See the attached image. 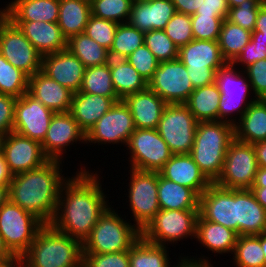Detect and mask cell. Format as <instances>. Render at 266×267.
I'll list each match as a JSON object with an SVG mask.
<instances>
[{"label":"cell","instance_id":"89a4df30","mask_svg":"<svg viewBox=\"0 0 266 267\" xmlns=\"http://www.w3.org/2000/svg\"><path fill=\"white\" fill-rule=\"evenodd\" d=\"M229 8L237 7L238 5L242 4L245 0H227Z\"/></svg>","mask_w":266,"mask_h":267},{"label":"cell","instance_id":"74e56055","mask_svg":"<svg viewBox=\"0 0 266 267\" xmlns=\"http://www.w3.org/2000/svg\"><path fill=\"white\" fill-rule=\"evenodd\" d=\"M251 37V31L224 19L218 39L223 58L232 63L250 42Z\"/></svg>","mask_w":266,"mask_h":267},{"label":"cell","instance_id":"7dc6e473","mask_svg":"<svg viewBox=\"0 0 266 267\" xmlns=\"http://www.w3.org/2000/svg\"><path fill=\"white\" fill-rule=\"evenodd\" d=\"M164 32L178 48L188 44L194 39L191 16L176 12L168 21Z\"/></svg>","mask_w":266,"mask_h":267},{"label":"cell","instance_id":"6125c7cd","mask_svg":"<svg viewBox=\"0 0 266 267\" xmlns=\"http://www.w3.org/2000/svg\"><path fill=\"white\" fill-rule=\"evenodd\" d=\"M252 187H266V168H258Z\"/></svg>","mask_w":266,"mask_h":267},{"label":"cell","instance_id":"4dcf8cb0","mask_svg":"<svg viewBox=\"0 0 266 267\" xmlns=\"http://www.w3.org/2000/svg\"><path fill=\"white\" fill-rule=\"evenodd\" d=\"M158 201L162 210H199L200 196L158 172Z\"/></svg>","mask_w":266,"mask_h":267},{"label":"cell","instance_id":"277c9868","mask_svg":"<svg viewBox=\"0 0 266 267\" xmlns=\"http://www.w3.org/2000/svg\"><path fill=\"white\" fill-rule=\"evenodd\" d=\"M235 140V126L222 121L197 122L190 156L206 178L214 183L221 174L229 145Z\"/></svg>","mask_w":266,"mask_h":267},{"label":"cell","instance_id":"4fadbf2b","mask_svg":"<svg viewBox=\"0 0 266 267\" xmlns=\"http://www.w3.org/2000/svg\"><path fill=\"white\" fill-rule=\"evenodd\" d=\"M197 120L184 104H168L157 126L172 154H189L194 143Z\"/></svg>","mask_w":266,"mask_h":267},{"label":"cell","instance_id":"8fae6325","mask_svg":"<svg viewBox=\"0 0 266 267\" xmlns=\"http://www.w3.org/2000/svg\"><path fill=\"white\" fill-rule=\"evenodd\" d=\"M126 150L130 168L159 172L173 155L157 129H135ZM129 150V151H128Z\"/></svg>","mask_w":266,"mask_h":267},{"label":"cell","instance_id":"1f68e13d","mask_svg":"<svg viewBox=\"0 0 266 267\" xmlns=\"http://www.w3.org/2000/svg\"><path fill=\"white\" fill-rule=\"evenodd\" d=\"M237 141L255 144L266 140V100L257 99L235 125Z\"/></svg>","mask_w":266,"mask_h":267},{"label":"cell","instance_id":"94428289","mask_svg":"<svg viewBox=\"0 0 266 267\" xmlns=\"http://www.w3.org/2000/svg\"><path fill=\"white\" fill-rule=\"evenodd\" d=\"M11 179L12 175L8 170L4 156L0 151V186H9Z\"/></svg>","mask_w":266,"mask_h":267},{"label":"cell","instance_id":"d590c367","mask_svg":"<svg viewBox=\"0 0 266 267\" xmlns=\"http://www.w3.org/2000/svg\"><path fill=\"white\" fill-rule=\"evenodd\" d=\"M67 49L85 66L94 67L109 63V50L89 38L85 33L74 35L67 40Z\"/></svg>","mask_w":266,"mask_h":267},{"label":"cell","instance_id":"ab89813d","mask_svg":"<svg viewBox=\"0 0 266 267\" xmlns=\"http://www.w3.org/2000/svg\"><path fill=\"white\" fill-rule=\"evenodd\" d=\"M232 256L236 267H266L260 234L238 236Z\"/></svg>","mask_w":266,"mask_h":267},{"label":"cell","instance_id":"e575fe53","mask_svg":"<svg viewBox=\"0 0 266 267\" xmlns=\"http://www.w3.org/2000/svg\"><path fill=\"white\" fill-rule=\"evenodd\" d=\"M221 92L215 83L195 88L184 105L197 122L218 121V107Z\"/></svg>","mask_w":266,"mask_h":267},{"label":"cell","instance_id":"ac0fdd59","mask_svg":"<svg viewBox=\"0 0 266 267\" xmlns=\"http://www.w3.org/2000/svg\"><path fill=\"white\" fill-rule=\"evenodd\" d=\"M54 114L27 92L16 100L13 132L42 143Z\"/></svg>","mask_w":266,"mask_h":267},{"label":"cell","instance_id":"ffe728a7","mask_svg":"<svg viewBox=\"0 0 266 267\" xmlns=\"http://www.w3.org/2000/svg\"><path fill=\"white\" fill-rule=\"evenodd\" d=\"M86 143V134L79 128L70 112L55 113L43 140L42 149L50 160L64 163V154L70 145Z\"/></svg>","mask_w":266,"mask_h":267},{"label":"cell","instance_id":"484cf974","mask_svg":"<svg viewBox=\"0 0 266 267\" xmlns=\"http://www.w3.org/2000/svg\"><path fill=\"white\" fill-rule=\"evenodd\" d=\"M159 173L168 180L193 189L199 196L211 184L190 154H173Z\"/></svg>","mask_w":266,"mask_h":267},{"label":"cell","instance_id":"91938a15","mask_svg":"<svg viewBox=\"0 0 266 267\" xmlns=\"http://www.w3.org/2000/svg\"><path fill=\"white\" fill-rule=\"evenodd\" d=\"M258 167L266 168V140L253 144Z\"/></svg>","mask_w":266,"mask_h":267},{"label":"cell","instance_id":"7bdbcfd3","mask_svg":"<svg viewBox=\"0 0 266 267\" xmlns=\"http://www.w3.org/2000/svg\"><path fill=\"white\" fill-rule=\"evenodd\" d=\"M134 0H91V15L118 24L128 23Z\"/></svg>","mask_w":266,"mask_h":267},{"label":"cell","instance_id":"7a4b0ae2","mask_svg":"<svg viewBox=\"0 0 266 267\" xmlns=\"http://www.w3.org/2000/svg\"><path fill=\"white\" fill-rule=\"evenodd\" d=\"M63 161L49 160L39 168L12 176L9 199L50 224L58 204L62 185L69 179L63 173Z\"/></svg>","mask_w":266,"mask_h":267},{"label":"cell","instance_id":"603a6c76","mask_svg":"<svg viewBox=\"0 0 266 267\" xmlns=\"http://www.w3.org/2000/svg\"><path fill=\"white\" fill-rule=\"evenodd\" d=\"M28 93L55 113L70 112L74 93L41 70L29 77Z\"/></svg>","mask_w":266,"mask_h":267},{"label":"cell","instance_id":"9a60e30c","mask_svg":"<svg viewBox=\"0 0 266 267\" xmlns=\"http://www.w3.org/2000/svg\"><path fill=\"white\" fill-rule=\"evenodd\" d=\"M135 124L128 106L123 100L115 102L96 124L87 132V146L118 144L126 147V144L135 130ZM92 143V144H91Z\"/></svg>","mask_w":266,"mask_h":267},{"label":"cell","instance_id":"bcb514c9","mask_svg":"<svg viewBox=\"0 0 266 267\" xmlns=\"http://www.w3.org/2000/svg\"><path fill=\"white\" fill-rule=\"evenodd\" d=\"M118 23L90 16L84 33L101 46L110 50Z\"/></svg>","mask_w":266,"mask_h":267},{"label":"cell","instance_id":"83f0119b","mask_svg":"<svg viewBox=\"0 0 266 267\" xmlns=\"http://www.w3.org/2000/svg\"><path fill=\"white\" fill-rule=\"evenodd\" d=\"M237 233L239 236L266 233V210L251 189H237Z\"/></svg>","mask_w":266,"mask_h":267},{"label":"cell","instance_id":"60d3db41","mask_svg":"<svg viewBox=\"0 0 266 267\" xmlns=\"http://www.w3.org/2000/svg\"><path fill=\"white\" fill-rule=\"evenodd\" d=\"M145 33L129 23L118 24L112 46L109 50L110 59H125L138 47L144 44Z\"/></svg>","mask_w":266,"mask_h":267},{"label":"cell","instance_id":"6da1fadb","mask_svg":"<svg viewBox=\"0 0 266 267\" xmlns=\"http://www.w3.org/2000/svg\"><path fill=\"white\" fill-rule=\"evenodd\" d=\"M86 168V165L77 168L76 175L72 174L62 185L57 209L50 223L55 230L70 235L82 244L98 219L111 206L105 189H102L103 176Z\"/></svg>","mask_w":266,"mask_h":267},{"label":"cell","instance_id":"11a10c76","mask_svg":"<svg viewBox=\"0 0 266 267\" xmlns=\"http://www.w3.org/2000/svg\"><path fill=\"white\" fill-rule=\"evenodd\" d=\"M195 14L206 16H217L227 18L229 14V5L227 0H202L201 5Z\"/></svg>","mask_w":266,"mask_h":267},{"label":"cell","instance_id":"836d02e7","mask_svg":"<svg viewBox=\"0 0 266 267\" xmlns=\"http://www.w3.org/2000/svg\"><path fill=\"white\" fill-rule=\"evenodd\" d=\"M109 64L112 83L120 100L148 87L147 81L126 59H110Z\"/></svg>","mask_w":266,"mask_h":267},{"label":"cell","instance_id":"816d5d0a","mask_svg":"<svg viewBox=\"0 0 266 267\" xmlns=\"http://www.w3.org/2000/svg\"><path fill=\"white\" fill-rule=\"evenodd\" d=\"M257 99L266 98V59L256 61L243 69Z\"/></svg>","mask_w":266,"mask_h":267},{"label":"cell","instance_id":"003e7915","mask_svg":"<svg viewBox=\"0 0 266 267\" xmlns=\"http://www.w3.org/2000/svg\"><path fill=\"white\" fill-rule=\"evenodd\" d=\"M9 199V186H0V208Z\"/></svg>","mask_w":266,"mask_h":267},{"label":"cell","instance_id":"f35d334b","mask_svg":"<svg viewBox=\"0 0 266 267\" xmlns=\"http://www.w3.org/2000/svg\"><path fill=\"white\" fill-rule=\"evenodd\" d=\"M80 92L110 97L115 102L120 101L112 83L110 64L85 68Z\"/></svg>","mask_w":266,"mask_h":267},{"label":"cell","instance_id":"d6986e66","mask_svg":"<svg viewBox=\"0 0 266 267\" xmlns=\"http://www.w3.org/2000/svg\"><path fill=\"white\" fill-rule=\"evenodd\" d=\"M199 214L237 232V189L211 183L200 195Z\"/></svg>","mask_w":266,"mask_h":267},{"label":"cell","instance_id":"b9f144b4","mask_svg":"<svg viewBox=\"0 0 266 267\" xmlns=\"http://www.w3.org/2000/svg\"><path fill=\"white\" fill-rule=\"evenodd\" d=\"M29 76L14 67L0 53V94L15 98L28 92Z\"/></svg>","mask_w":266,"mask_h":267},{"label":"cell","instance_id":"f546056e","mask_svg":"<svg viewBox=\"0 0 266 267\" xmlns=\"http://www.w3.org/2000/svg\"><path fill=\"white\" fill-rule=\"evenodd\" d=\"M238 233L221 224L205 220L200 214L196 223V243L219 255L232 254L238 239Z\"/></svg>","mask_w":266,"mask_h":267},{"label":"cell","instance_id":"f1b7e54d","mask_svg":"<svg viewBox=\"0 0 266 267\" xmlns=\"http://www.w3.org/2000/svg\"><path fill=\"white\" fill-rule=\"evenodd\" d=\"M114 104L115 101L110 97L79 91L73 95L70 113L79 128L87 134Z\"/></svg>","mask_w":266,"mask_h":267},{"label":"cell","instance_id":"5b68a950","mask_svg":"<svg viewBox=\"0 0 266 267\" xmlns=\"http://www.w3.org/2000/svg\"><path fill=\"white\" fill-rule=\"evenodd\" d=\"M122 217L114 206H110L82 244L83 253L104 254L130 250L141 238V231L131 220L127 222Z\"/></svg>","mask_w":266,"mask_h":267},{"label":"cell","instance_id":"9c48e42d","mask_svg":"<svg viewBox=\"0 0 266 267\" xmlns=\"http://www.w3.org/2000/svg\"><path fill=\"white\" fill-rule=\"evenodd\" d=\"M199 210H162L141 231V237L152 244L169 246L178 241L195 239Z\"/></svg>","mask_w":266,"mask_h":267},{"label":"cell","instance_id":"f6af8a7d","mask_svg":"<svg viewBox=\"0 0 266 267\" xmlns=\"http://www.w3.org/2000/svg\"><path fill=\"white\" fill-rule=\"evenodd\" d=\"M264 3L262 0H245L237 7L229 8V14L226 19L232 24L253 32L258 11Z\"/></svg>","mask_w":266,"mask_h":267},{"label":"cell","instance_id":"c3c4849f","mask_svg":"<svg viewBox=\"0 0 266 267\" xmlns=\"http://www.w3.org/2000/svg\"><path fill=\"white\" fill-rule=\"evenodd\" d=\"M225 18L206 16L201 14L191 15L193 38L198 40L218 41L221 26Z\"/></svg>","mask_w":266,"mask_h":267},{"label":"cell","instance_id":"ee69618b","mask_svg":"<svg viewBox=\"0 0 266 267\" xmlns=\"http://www.w3.org/2000/svg\"><path fill=\"white\" fill-rule=\"evenodd\" d=\"M144 44L159 62L178 59L179 48L164 30H152L144 35Z\"/></svg>","mask_w":266,"mask_h":267},{"label":"cell","instance_id":"d4e9b609","mask_svg":"<svg viewBox=\"0 0 266 267\" xmlns=\"http://www.w3.org/2000/svg\"><path fill=\"white\" fill-rule=\"evenodd\" d=\"M128 106L136 129H157L165 107L168 105L149 87L123 99Z\"/></svg>","mask_w":266,"mask_h":267},{"label":"cell","instance_id":"7402d4cb","mask_svg":"<svg viewBox=\"0 0 266 267\" xmlns=\"http://www.w3.org/2000/svg\"><path fill=\"white\" fill-rule=\"evenodd\" d=\"M175 13L172 0H134L128 23L143 33L164 30Z\"/></svg>","mask_w":266,"mask_h":267},{"label":"cell","instance_id":"3957f363","mask_svg":"<svg viewBox=\"0 0 266 267\" xmlns=\"http://www.w3.org/2000/svg\"><path fill=\"white\" fill-rule=\"evenodd\" d=\"M21 257L26 267H82L83 245L45 224Z\"/></svg>","mask_w":266,"mask_h":267},{"label":"cell","instance_id":"52a82bcc","mask_svg":"<svg viewBox=\"0 0 266 267\" xmlns=\"http://www.w3.org/2000/svg\"><path fill=\"white\" fill-rule=\"evenodd\" d=\"M45 224L32 213L8 199L0 208V235L5 246L15 256L21 257Z\"/></svg>","mask_w":266,"mask_h":267},{"label":"cell","instance_id":"5bb4252c","mask_svg":"<svg viewBox=\"0 0 266 267\" xmlns=\"http://www.w3.org/2000/svg\"><path fill=\"white\" fill-rule=\"evenodd\" d=\"M0 53L29 77L41 70L42 55L23 32L0 12Z\"/></svg>","mask_w":266,"mask_h":267},{"label":"cell","instance_id":"e0dca14e","mask_svg":"<svg viewBox=\"0 0 266 267\" xmlns=\"http://www.w3.org/2000/svg\"><path fill=\"white\" fill-rule=\"evenodd\" d=\"M0 151L12 176L39 168L50 160L41 143L15 132L0 138Z\"/></svg>","mask_w":266,"mask_h":267},{"label":"cell","instance_id":"be15d7a7","mask_svg":"<svg viewBox=\"0 0 266 267\" xmlns=\"http://www.w3.org/2000/svg\"><path fill=\"white\" fill-rule=\"evenodd\" d=\"M251 191L255 195L257 201L266 210V187H252Z\"/></svg>","mask_w":266,"mask_h":267},{"label":"cell","instance_id":"7c38bea8","mask_svg":"<svg viewBox=\"0 0 266 267\" xmlns=\"http://www.w3.org/2000/svg\"><path fill=\"white\" fill-rule=\"evenodd\" d=\"M258 168L253 145L235 139L227 149L221 174L214 183L228 189H251Z\"/></svg>","mask_w":266,"mask_h":267},{"label":"cell","instance_id":"9f6ffc18","mask_svg":"<svg viewBox=\"0 0 266 267\" xmlns=\"http://www.w3.org/2000/svg\"><path fill=\"white\" fill-rule=\"evenodd\" d=\"M252 41H258L266 47V2L260 7L254 31L252 32Z\"/></svg>","mask_w":266,"mask_h":267},{"label":"cell","instance_id":"db71d44e","mask_svg":"<svg viewBox=\"0 0 266 267\" xmlns=\"http://www.w3.org/2000/svg\"><path fill=\"white\" fill-rule=\"evenodd\" d=\"M261 59H266V47L258 43V41L250 40L232 63L243 70L250 64Z\"/></svg>","mask_w":266,"mask_h":267},{"label":"cell","instance_id":"44dd1931","mask_svg":"<svg viewBox=\"0 0 266 267\" xmlns=\"http://www.w3.org/2000/svg\"><path fill=\"white\" fill-rule=\"evenodd\" d=\"M41 71L73 93L80 91L85 66L67 48L42 56Z\"/></svg>","mask_w":266,"mask_h":267},{"label":"cell","instance_id":"6f0895ef","mask_svg":"<svg viewBox=\"0 0 266 267\" xmlns=\"http://www.w3.org/2000/svg\"><path fill=\"white\" fill-rule=\"evenodd\" d=\"M188 257L189 256L186 257V255L184 257L183 255L182 256L180 255V257L178 256L179 259L176 260L178 261L176 262L177 264L174 262L173 263L174 265L170 264L169 267H214L213 264H211V261H210L211 258L206 257L205 255L203 256V254L200 255V258L199 257L197 258V254L195 256L196 258L194 256L189 257V258Z\"/></svg>","mask_w":266,"mask_h":267},{"label":"cell","instance_id":"2e32d148","mask_svg":"<svg viewBox=\"0 0 266 267\" xmlns=\"http://www.w3.org/2000/svg\"><path fill=\"white\" fill-rule=\"evenodd\" d=\"M148 87L167 104H184L194 91L187 68L179 58L159 62Z\"/></svg>","mask_w":266,"mask_h":267},{"label":"cell","instance_id":"4316f807","mask_svg":"<svg viewBox=\"0 0 266 267\" xmlns=\"http://www.w3.org/2000/svg\"><path fill=\"white\" fill-rule=\"evenodd\" d=\"M0 12L10 21L58 22L59 0H12Z\"/></svg>","mask_w":266,"mask_h":267},{"label":"cell","instance_id":"a7ac6f4b","mask_svg":"<svg viewBox=\"0 0 266 267\" xmlns=\"http://www.w3.org/2000/svg\"><path fill=\"white\" fill-rule=\"evenodd\" d=\"M260 243L266 259V233L260 234Z\"/></svg>","mask_w":266,"mask_h":267},{"label":"cell","instance_id":"30bf717a","mask_svg":"<svg viewBox=\"0 0 266 267\" xmlns=\"http://www.w3.org/2000/svg\"><path fill=\"white\" fill-rule=\"evenodd\" d=\"M130 182L127 183V195L129 208L131 209L130 219L134 225L142 231L146 225L160 211L158 201V172L143 171L134 168L128 170Z\"/></svg>","mask_w":266,"mask_h":267},{"label":"cell","instance_id":"e7e4bbea","mask_svg":"<svg viewBox=\"0 0 266 267\" xmlns=\"http://www.w3.org/2000/svg\"><path fill=\"white\" fill-rule=\"evenodd\" d=\"M15 256L8 250V248L5 246L4 241L0 235V263H4L7 261H10Z\"/></svg>","mask_w":266,"mask_h":267},{"label":"cell","instance_id":"03108f58","mask_svg":"<svg viewBox=\"0 0 266 267\" xmlns=\"http://www.w3.org/2000/svg\"><path fill=\"white\" fill-rule=\"evenodd\" d=\"M0 267H26L22 257H14L12 260L0 263Z\"/></svg>","mask_w":266,"mask_h":267},{"label":"cell","instance_id":"ba28073f","mask_svg":"<svg viewBox=\"0 0 266 267\" xmlns=\"http://www.w3.org/2000/svg\"><path fill=\"white\" fill-rule=\"evenodd\" d=\"M178 58L186 66L193 88L215 83L216 71L227 61L218 41L193 39L179 48Z\"/></svg>","mask_w":266,"mask_h":267},{"label":"cell","instance_id":"8d00e7d4","mask_svg":"<svg viewBox=\"0 0 266 267\" xmlns=\"http://www.w3.org/2000/svg\"><path fill=\"white\" fill-rule=\"evenodd\" d=\"M169 248L141 237L129 250L130 267H169L172 263L169 261Z\"/></svg>","mask_w":266,"mask_h":267},{"label":"cell","instance_id":"680465c9","mask_svg":"<svg viewBox=\"0 0 266 267\" xmlns=\"http://www.w3.org/2000/svg\"><path fill=\"white\" fill-rule=\"evenodd\" d=\"M202 0H172L176 12L186 15H194L201 5Z\"/></svg>","mask_w":266,"mask_h":267},{"label":"cell","instance_id":"f5cc1de1","mask_svg":"<svg viewBox=\"0 0 266 267\" xmlns=\"http://www.w3.org/2000/svg\"><path fill=\"white\" fill-rule=\"evenodd\" d=\"M16 100L13 96L0 94V138L13 132Z\"/></svg>","mask_w":266,"mask_h":267},{"label":"cell","instance_id":"d6a6232c","mask_svg":"<svg viewBox=\"0 0 266 267\" xmlns=\"http://www.w3.org/2000/svg\"><path fill=\"white\" fill-rule=\"evenodd\" d=\"M90 16V1L59 0L57 23L67 40L74 35L84 33Z\"/></svg>","mask_w":266,"mask_h":267},{"label":"cell","instance_id":"cb8c5ba5","mask_svg":"<svg viewBox=\"0 0 266 267\" xmlns=\"http://www.w3.org/2000/svg\"><path fill=\"white\" fill-rule=\"evenodd\" d=\"M23 32L42 55L52 54L67 48V38L58 23L39 21H11Z\"/></svg>","mask_w":266,"mask_h":267},{"label":"cell","instance_id":"8992f818","mask_svg":"<svg viewBox=\"0 0 266 267\" xmlns=\"http://www.w3.org/2000/svg\"><path fill=\"white\" fill-rule=\"evenodd\" d=\"M215 84L221 92L218 107V121L235 126L248 107L257 100L254 96L251 83L242 69L240 70L233 63L227 62L216 71Z\"/></svg>","mask_w":266,"mask_h":267},{"label":"cell","instance_id":"681fc988","mask_svg":"<svg viewBox=\"0 0 266 267\" xmlns=\"http://www.w3.org/2000/svg\"><path fill=\"white\" fill-rule=\"evenodd\" d=\"M125 59L137 70L147 83L152 79L159 65V61L145 44L138 47Z\"/></svg>","mask_w":266,"mask_h":267},{"label":"cell","instance_id":"f907efd6","mask_svg":"<svg viewBox=\"0 0 266 267\" xmlns=\"http://www.w3.org/2000/svg\"><path fill=\"white\" fill-rule=\"evenodd\" d=\"M82 267H130L129 250L116 253H83Z\"/></svg>","mask_w":266,"mask_h":267}]
</instances>
